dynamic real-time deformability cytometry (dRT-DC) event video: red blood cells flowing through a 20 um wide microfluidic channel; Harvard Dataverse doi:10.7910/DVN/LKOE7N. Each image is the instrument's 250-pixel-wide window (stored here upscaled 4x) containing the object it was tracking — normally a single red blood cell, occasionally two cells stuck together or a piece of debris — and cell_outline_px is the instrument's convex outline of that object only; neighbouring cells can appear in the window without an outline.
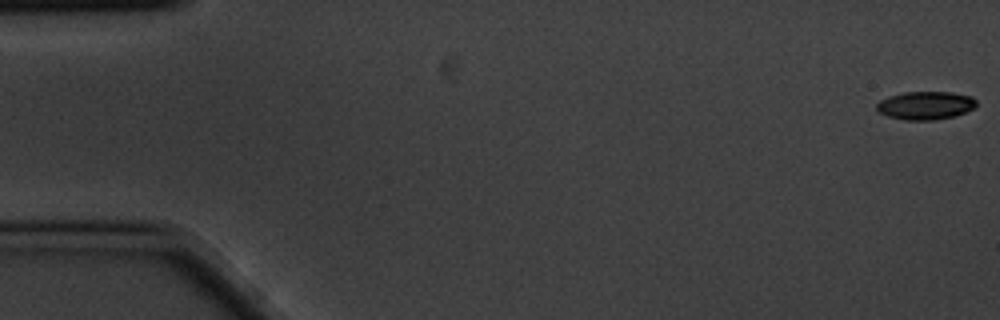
{"species": "common noctule bat (a hibernating species)", "species_latin": "Nyctalus noctula", "temperature_condition": "cold", "stored_images_in_passage": 7, "camera_frame_rate_fps": 3000, "um_per_image_px": 0.085, "animal": {"sex": "male", "body_mass_g": 20.1, "forearm_length_mm": 53.5}, "frame": {"image": 1, "passage_image": 1, "time_ms": 0.0, "image_size_px": [1000, 320], "cell_outline_px": [[976, 104], [972, 108], [964, 112], [952, 116], [932, 120], [904, 120], [888, 116], [880, 112], [876, 108], [876, 104], [880, 100], [888, 96], [904, 92], [952, 92], [972, 96], [976, 100]], "centroid_in_image_um": [78.64, 8.95], "position_along_channel_um": 6.4, "area_um2": 16.24}}
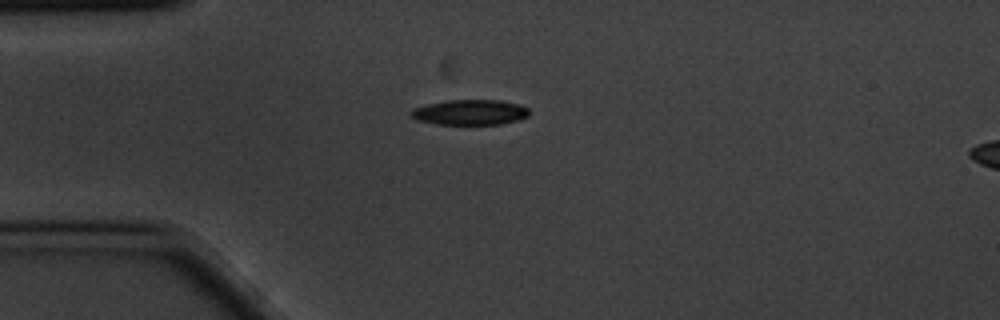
{"frame": {"image": 2, "passage_image": 5, "time_ms": 1.333, "image_size_px": [1000, 320], "cell_outline_px": [[528, 116], [520, 120], [500, 124], [436, 124], [416, 120], [408, 112], [416, 108], [428, 104], [448, 100], [500, 100], [520, 104], [528, 108]], "centroid_in_image_um": [39.98, 9.54], "position_along_channel_um": 45.0, "area_um2": 17.4}}